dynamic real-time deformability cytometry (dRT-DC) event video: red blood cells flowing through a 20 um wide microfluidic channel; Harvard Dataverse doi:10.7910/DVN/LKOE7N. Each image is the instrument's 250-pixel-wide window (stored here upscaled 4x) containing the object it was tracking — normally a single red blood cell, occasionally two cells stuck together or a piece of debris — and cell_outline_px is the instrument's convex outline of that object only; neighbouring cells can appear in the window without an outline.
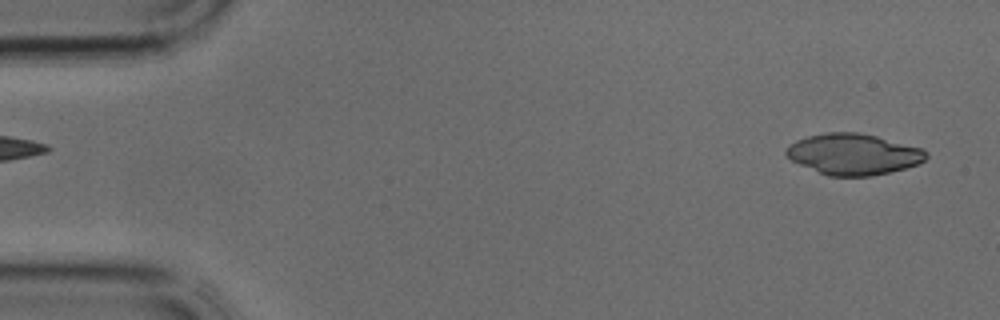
{"species": "common noctule bat (a hibernating species)", "species_latin": "Nyctalus noctula", "temperature_condition": "cold", "stored_images_in_passage": 24, "camera_frame_rate_fps": 3000, "um_per_image_px": 0.085, "animal": {"sex": "male", "body_mass_g": 17.9, "forearm_length_mm": 54.2}, "frame": {"image": 1, "passage_image": 1, "time_ms": 0.0, "image_size_px": [1000, 320], "cell_outline_px": [[928, 156], [920, 164], [872, 176], [828, 176], [800, 164], [792, 160], [784, 152], [784, 148], [788, 144], [796, 140], [808, 136], [824, 132], [856, 132], [876, 136], [920, 148], [928, 152]], "centroid_in_image_um": [72.51, 13.1], "position_along_channel_um": 12.5, "area_um2": 33.35}}